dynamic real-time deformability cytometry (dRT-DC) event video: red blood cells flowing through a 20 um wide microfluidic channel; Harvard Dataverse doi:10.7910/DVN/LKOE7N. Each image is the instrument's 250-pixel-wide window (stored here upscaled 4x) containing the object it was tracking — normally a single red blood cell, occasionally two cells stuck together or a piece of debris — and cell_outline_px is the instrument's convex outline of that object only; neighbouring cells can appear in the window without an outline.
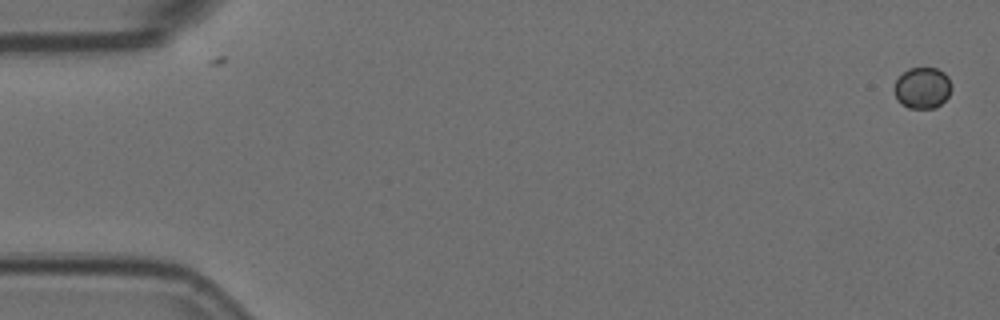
{"species": "Egyptian fruit bat (a non-hibernating species)", "species_latin": "Rousettus aegyptiacus", "temperature_condition": "room temperature", "stored_images_in_passage": 6, "camera_frame_rate_fps": 3000, "um_per_image_px": 0.085, "animal": {"sex": "female"}, "frame": {"image": 1, "passage_image": 1, "time_ms": 0.0, "image_size_px": [1000, 320], "cell_outline_px": [[952, 88], [948, 96], [936, 108], [908, 108], [900, 104], [896, 100], [892, 88], [896, 80], [908, 68], [936, 68], [944, 72], [948, 76], [952, 84]], "centroid_in_image_um": [78.38, 7.48], "position_along_channel_um": 6.6, "area_um2": 14.05}}